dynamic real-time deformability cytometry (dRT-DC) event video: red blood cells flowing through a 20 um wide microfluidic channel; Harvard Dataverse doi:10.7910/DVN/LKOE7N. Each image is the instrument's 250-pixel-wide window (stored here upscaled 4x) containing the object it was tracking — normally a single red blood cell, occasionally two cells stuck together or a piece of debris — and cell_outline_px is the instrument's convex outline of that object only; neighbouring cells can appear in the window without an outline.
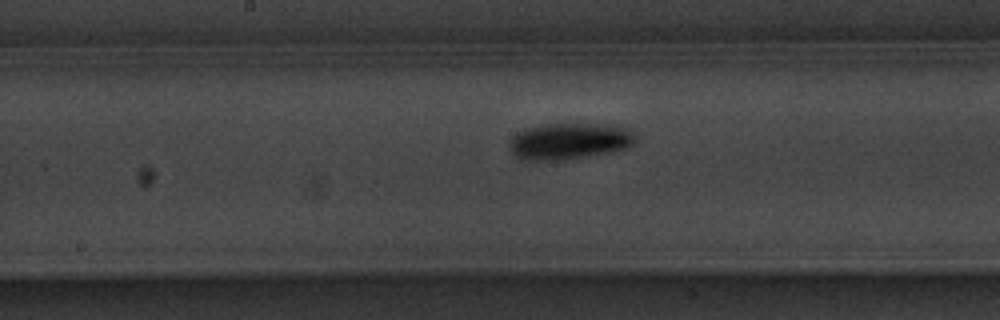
{"species": "common noctule bat (a hibernating species)", "species_latin": "Nyctalus noctula", "temperature_condition": "warm", "stored_images_in_passage": 40, "camera_frame_rate_fps": 3000, "um_per_image_px": 0.085, "animal": {"sex": "male", "body_mass_g": 20.1, "forearm_length_mm": 53.5}, "frame": {"image": 1, "passage_image": 13, "time_ms": 4.0, "image_size_px": [1000, 320], "cell_outline_px": [[636, 140], [628, 148], [612, 152], [588, 156], [556, 160], [520, 160], [508, 148], [508, 140], [516, 132], [528, 128], [544, 124], [620, 124], [628, 128], [632, 132]], "centroid_in_image_um": [48.39, 11.99], "position_along_channel_um": 199.8, "area_um2": 27.11}}
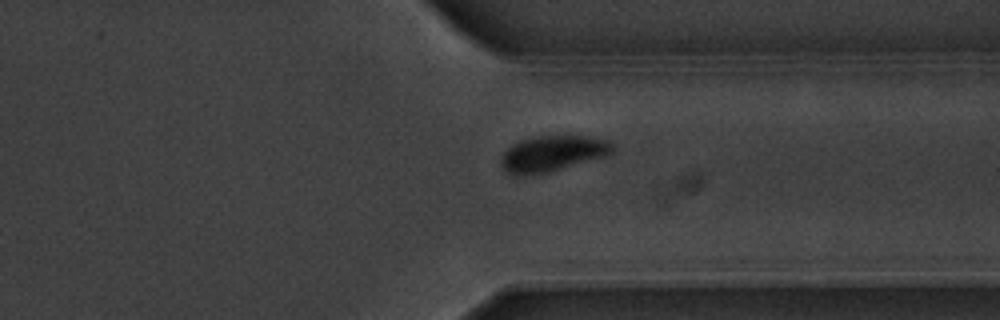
{"frame": {"image": 2, "passage_image": 27, "time_ms": 8.667, "image_size_px": [1000, 320], "cell_outline_px": [[616, 148], [612, 152], [604, 156], [548, 172], [528, 176], [512, 176], [500, 168], [500, 160], [504, 152], [512, 144], [520, 140], [532, 136], [596, 136], [608, 140]], "centroid_in_image_um": [46.91, 13.06], "position_along_channel_um": 364.5, "area_um2": 23.58}}
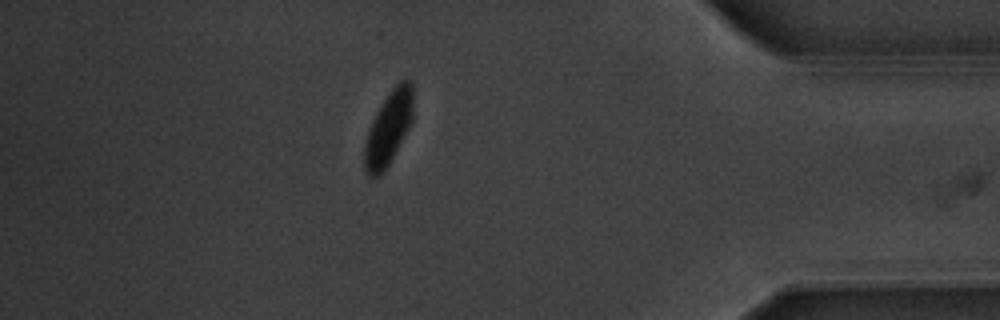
{"frame": {"image": 3, "passage_image": 33, "time_ms": 10.667, "image_size_px": [1000, 320], "cell_outline_px": [[412, 124], [384, 172], [380, 176], [368, 176], [364, 168], [364, 148], [368, 132], [372, 120], [376, 112], [388, 92], [400, 80], [408, 80], [412, 84]], "centroid_in_image_um": [33.02, 10.92], "position_along_channel_um": 402.2, "area_um2": 20.87}, "authors_computed_cell_mechanics": {"area_um2": 23.698, "velocity_mm_per_s": 3.5337, "shape_relaxation_time_tau1_ms": 1.8622, "shape_relaxation_time_tau2_ms": null, "deformation_change_tau1": 0.1573, "deformation_change_tau2": null}}